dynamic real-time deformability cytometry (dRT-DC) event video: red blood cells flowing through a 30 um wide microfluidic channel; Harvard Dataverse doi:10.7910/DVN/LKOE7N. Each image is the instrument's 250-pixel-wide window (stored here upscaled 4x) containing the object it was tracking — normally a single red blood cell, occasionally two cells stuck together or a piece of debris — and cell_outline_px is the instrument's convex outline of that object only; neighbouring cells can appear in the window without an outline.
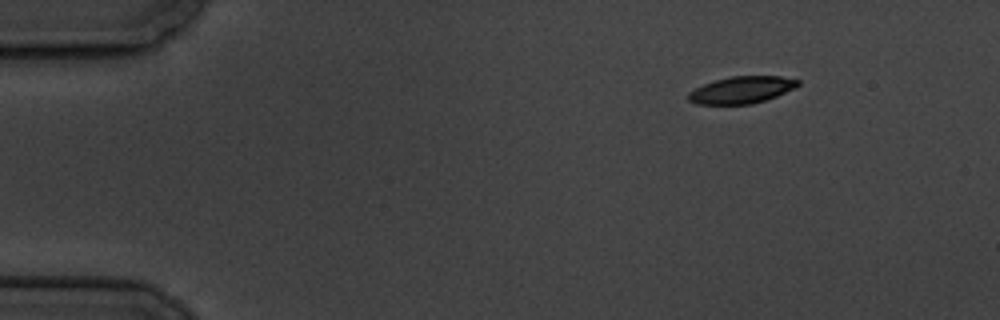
{"species": "common noctule bat (a hibernating species)", "species_latin": "Nyctalus noctula", "temperature_condition": "cold", "stored_images_in_passage": 4, "camera_frame_rate_fps": 3000, "um_per_image_px": 0.085, "animal": {"sex": "male", "body_mass_g": 19.5, "forearm_length_mm": 54.6}, "frame": {"image": 1, "passage_image": 1, "time_ms": 0.0, "image_size_px": [1000, 320], "cell_outline_px": [[800, 84], [796, 88], [776, 96], [752, 104], [696, 104], [688, 100], [688, 92], [704, 84], [716, 80], [732, 76], [780, 76], [800, 80]], "centroid_in_image_um": [63.06, 7.64], "position_along_channel_um": 21.9, "area_um2": 17.17}}
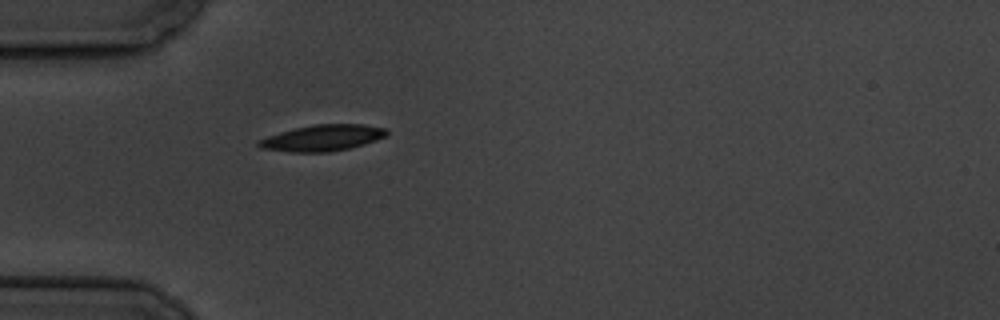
{"frame": {"image": 2, "passage_image": 4, "time_ms": 3.333, "image_size_px": [1000, 320], "cell_outline_px": [[388, 136], [364, 144], [348, 148], [328, 152], [292, 152], [260, 148], [256, 144], [256, 140], [280, 132], [296, 128], [316, 124], [364, 124], [384, 128], [388, 132]], "centroid_in_image_um": [27.4, 11.72], "position_along_channel_um": 57.6, "area_um2": 19.48}}